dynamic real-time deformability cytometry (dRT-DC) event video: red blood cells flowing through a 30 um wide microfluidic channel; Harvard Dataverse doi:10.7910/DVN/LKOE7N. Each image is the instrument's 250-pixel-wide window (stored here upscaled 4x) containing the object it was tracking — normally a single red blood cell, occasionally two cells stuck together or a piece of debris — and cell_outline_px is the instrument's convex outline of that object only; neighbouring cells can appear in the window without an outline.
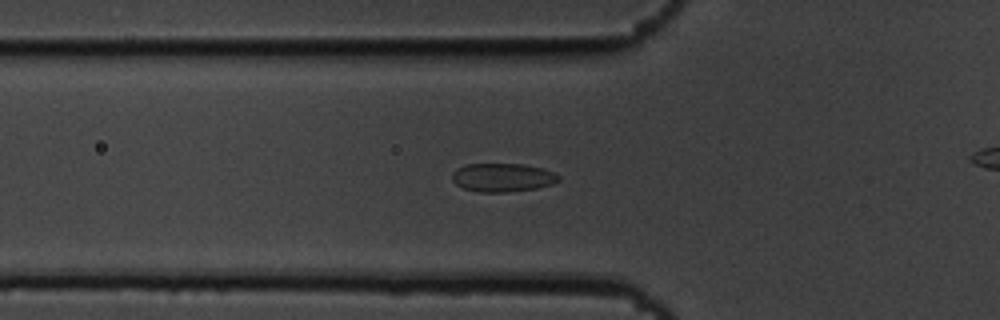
{"species": "common noctule bat (a hibernating species)", "species_latin": "Nyctalus noctula", "temperature_condition": "cold", "stored_images_in_passage": 49, "camera_frame_rate_fps": 3000, "um_per_image_px": 0.085, "animal": {"sex": "male", "body_mass_g": 19.5, "forearm_length_mm": 54.6}, "frame": {"image": 1, "passage_image": 19, "time_ms": 6.0, "image_size_px": [1000, 320], "cell_outline_px": [[560, 180], [552, 184], [536, 188], [508, 192], [480, 192], [464, 188], [456, 184], [452, 180], [452, 172], [456, 168], [468, 164], [524, 164], [540, 168], [552, 172], [560, 176]], "centroid_in_image_um": [42.7, 15.09], "position_along_channel_um": 83.1, "area_um2": 17.63}}
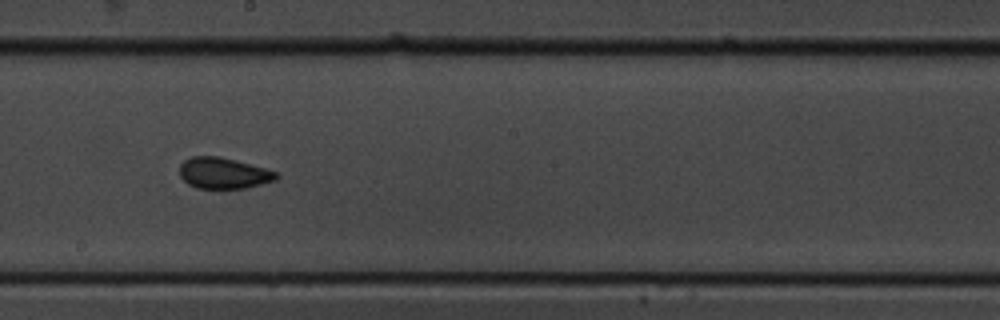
{"frame": {"image": 2, "passage_image": 31, "time_ms": 10.0, "image_size_px": [1000, 320], "cell_outline_px": [[280, 176], [276, 180], [248, 188], [196, 188], [188, 184], [180, 176], [180, 164], [184, 160], [192, 156], [220, 156], [264, 168], [276, 172]], "centroid_in_image_um": [18.99, 14.72], "position_along_channel_um": 229.2, "area_um2": 17.51}}
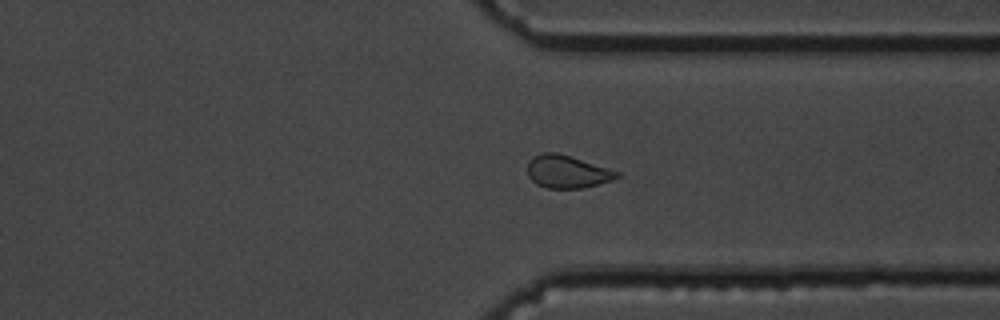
{"frame": {"image": 3, "passage_image": 42, "time_ms": 13.667, "image_size_px": [1000, 320], "cell_outline_px": [[620, 176], [612, 180], [584, 188], [548, 188], [536, 184], [528, 176], [528, 160], [532, 156], [540, 152], [556, 152], [608, 168], [620, 172]], "centroid_in_image_um": [48.18, 14.59], "position_along_channel_um": 363.2, "area_um2": 17.05}, "authors_computed_cell_mechanics": {"area_um2": 17.629, "velocity_mm_per_s": 3.6469, "shape_relaxation_time_tau1_ms": null, "shape_relaxation_time_tau2_ms": 1.7579, "deformation_change_tau1": null, "deformation_change_tau2": 0.0531}}